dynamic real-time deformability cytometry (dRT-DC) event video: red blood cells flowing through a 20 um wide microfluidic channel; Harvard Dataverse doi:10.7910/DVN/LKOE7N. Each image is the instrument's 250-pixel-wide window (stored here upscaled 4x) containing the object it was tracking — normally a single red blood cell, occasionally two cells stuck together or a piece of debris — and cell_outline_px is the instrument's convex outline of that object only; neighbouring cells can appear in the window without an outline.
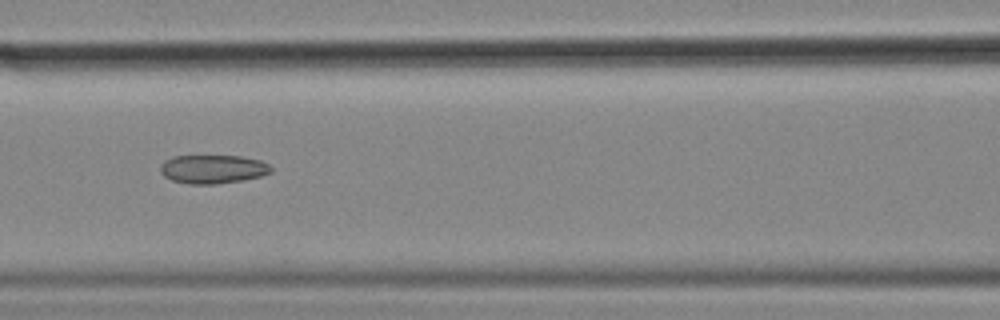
{"species": "common noctule bat (a hibernating species)", "species_latin": "Nyctalus noctula", "temperature_condition": "cold", "stored_images_in_passage": 55, "camera_frame_rate_fps": 3000, "um_per_image_px": 0.085, "animal": {"sex": "female", "body_mass_g": 18.4}, "frame": {"image": 1, "passage_image": 24, "time_ms": 7.667, "image_size_px": [1000, 320], "cell_outline_px": [[272, 172], [260, 176], [244, 180], [216, 184], [188, 184], [172, 180], [164, 176], [160, 172], [160, 164], [164, 160], [172, 156], [240, 156], [260, 160], [268, 164], [272, 168]], "centroid_in_image_um": [18.07, 14.38], "position_along_channel_um": 148.5, "area_um2": 18.61}, "authors_computed_cell_mechanics": {"area_um2": 19.8254, "velocity_mm_per_s": 3.5894, "shape_relaxation_time_tau1_ms": null, "shape_relaxation_time_tau2_ms": 4.6546, "deformation_change_tau1": null, "deformation_change_tau2": 0.1224}}